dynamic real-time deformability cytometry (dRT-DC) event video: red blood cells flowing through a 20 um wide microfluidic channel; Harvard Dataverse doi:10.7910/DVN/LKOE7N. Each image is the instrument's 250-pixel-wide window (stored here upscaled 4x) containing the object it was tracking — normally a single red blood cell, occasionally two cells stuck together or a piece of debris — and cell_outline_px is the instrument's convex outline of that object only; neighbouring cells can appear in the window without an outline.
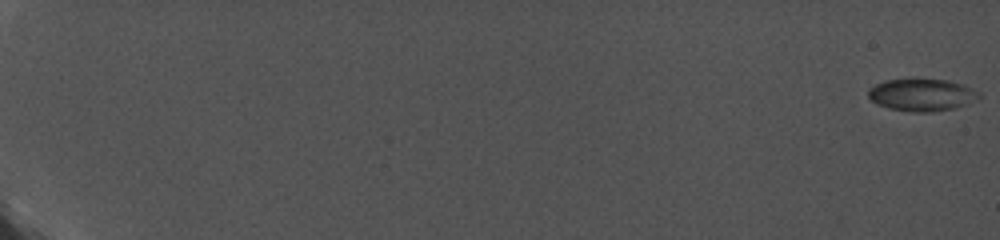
{"species": "common noctule bat (a hibernating species)", "species_latin": "Nyctalus noctula", "temperature_condition": "cold", "stored_images_in_passage": 92, "camera_frame_rate_fps": 5000, "um_per_image_px": 0.085, "animal": {"sex": "female", "body_mass_g": 19.0, "forearm_length_mm": 56.7}, "frame": {"image": 1, "passage_image": 1, "time_ms": 0.0, "image_size_px": [1000, 240], "cell_outline_px": [[980, 96], [976, 100], [968, 104], [952, 108], [932, 112], [912, 112], [888, 108], [876, 104], [868, 96], [868, 88], [884, 80], [948, 80], [964, 84], [980, 92]], "centroid_in_image_um": [78.36, 8.07], "position_along_channel_um": 6.6, "area_um2": 20.75}}
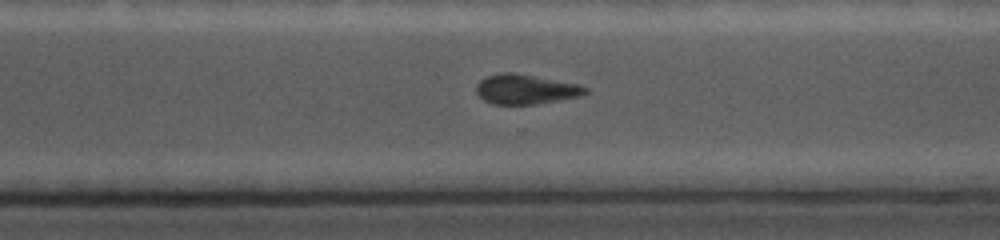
{"frame": {"image": 2, "passage_image": 76, "time_ms": 15.0, "image_size_px": [1000, 240], "cell_outline_px": [[588, 92], [580, 96], [536, 104], [492, 104], [484, 100], [476, 92], [476, 88], [480, 80], [488, 76], [504, 72], [512, 72], [576, 84], [588, 88]], "centroid_in_image_um": [44.66, 7.59], "position_along_channel_um": 325.9, "area_um2": 18.55}}
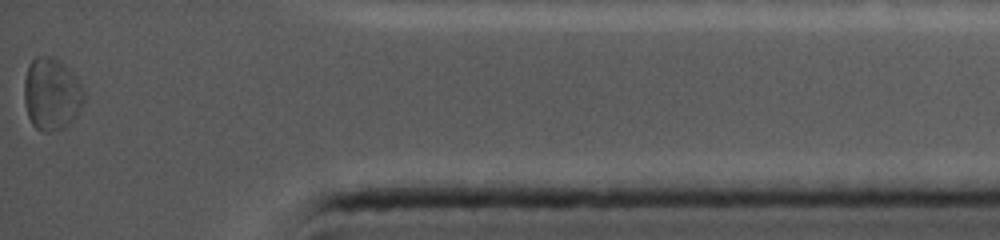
{"frame": {"image": 3, "passage_image": 92, "time_ms": 18.2, "image_size_px": [1000, 240], "cell_outline_px": [[84, 104], [76, 116], [64, 128], [48, 132], [44, 132], [36, 128], [32, 124], [28, 116], [24, 100], [24, 80], [28, 64], [36, 56], [48, 56], [56, 60], [80, 84], [84, 92]], "centroid_in_image_um": [4.35, 8.04], "position_along_channel_um": 430.9, "area_um2": 24.74}, "authors_computed_cell_mechanics": {"area_um2": 19.8254, "velocity_mm_per_s": 3.7759, "shape_relaxation_time_tau1_ms": null, "shape_relaxation_time_tau2_ms": 4.4063, "deformation_change_tau1": null, "deformation_change_tau2": 0.1138}}